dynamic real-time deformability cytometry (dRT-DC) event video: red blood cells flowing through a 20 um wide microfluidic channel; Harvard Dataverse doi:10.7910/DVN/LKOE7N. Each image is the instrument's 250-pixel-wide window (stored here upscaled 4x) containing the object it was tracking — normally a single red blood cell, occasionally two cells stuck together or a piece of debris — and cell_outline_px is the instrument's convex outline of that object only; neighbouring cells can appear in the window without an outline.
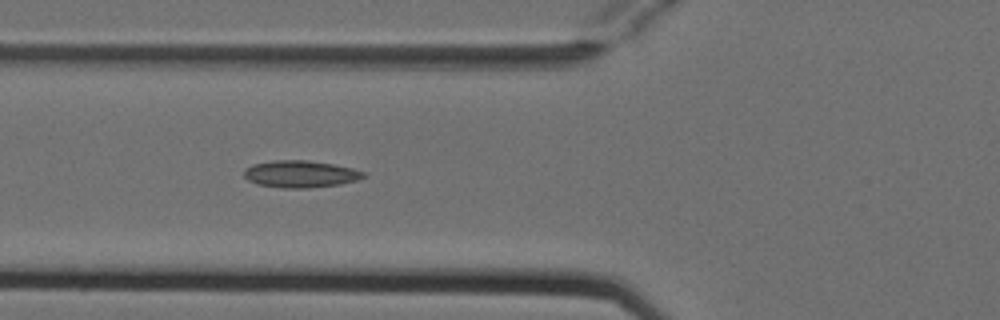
{"species": "Egyptian fruit bat (a non-hibernating species)", "species_latin": "Rousettus aegyptiacus", "temperature_condition": "cold", "stored_images_in_passage": 6, "camera_frame_rate_fps": 3000, "um_per_image_px": 0.085, "animal": {"sex": "female"}, "frame": {"image": 1, "passage_image": 6, "time_ms": 1.667, "image_size_px": [1000, 320], "cell_outline_px": [[368, 176], [356, 180], [340, 184], [308, 188], [284, 188], [256, 184], [248, 180], [244, 176], [244, 168], [252, 164], [272, 160], [308, 160], [332, 164], [352, 168], [364, 172]], "centroid_in_image_um": [25.51, 14.79], "position_along_channel_um": 100.3, "area_um2": 18.9}}